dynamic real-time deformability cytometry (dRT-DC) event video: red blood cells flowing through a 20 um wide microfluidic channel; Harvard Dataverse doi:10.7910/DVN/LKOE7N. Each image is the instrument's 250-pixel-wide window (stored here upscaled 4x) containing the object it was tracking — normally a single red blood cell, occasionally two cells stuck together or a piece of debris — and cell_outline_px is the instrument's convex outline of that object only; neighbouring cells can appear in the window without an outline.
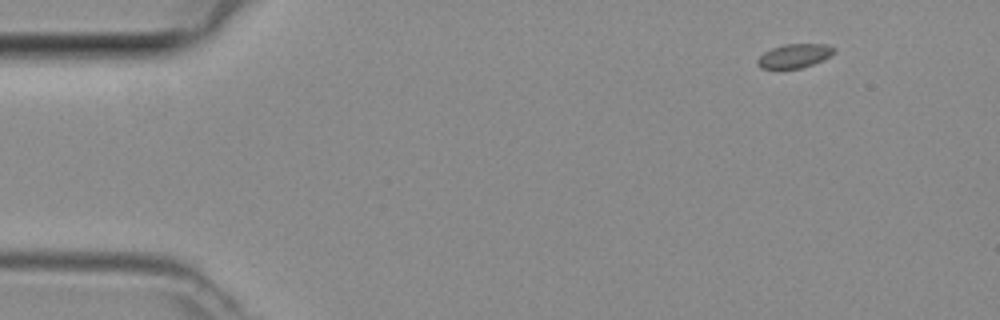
{"species": "common noctule bat (a hibernating species)", "species_latin": "Nyctalus noctula", "temperature_condition": "room temperature", "stored_images_in_passage": 3, "camera_frame_rate_fps": 3000, "um_per_image_px": 0.085, "animal": {"sex": "female", "body_mass_g": 29.2, "forearm_length_mm": 56.3}, "frame": {"image": 1, "passage_image": 1, "time_ms": 0.0, "image_size_px": [1000, 320], "cell_outline_px": [[836, 52], [824, 60], [800, 68], [760, 68], [756, 64], [756, 60], [764, 52], [772, 48], [784, 44], [824, 44], [836, 48]], "centroid_in_image_um": [67.54, 4.74], "position_along_channel_um": 17.5, "area_um2": 10.69}}